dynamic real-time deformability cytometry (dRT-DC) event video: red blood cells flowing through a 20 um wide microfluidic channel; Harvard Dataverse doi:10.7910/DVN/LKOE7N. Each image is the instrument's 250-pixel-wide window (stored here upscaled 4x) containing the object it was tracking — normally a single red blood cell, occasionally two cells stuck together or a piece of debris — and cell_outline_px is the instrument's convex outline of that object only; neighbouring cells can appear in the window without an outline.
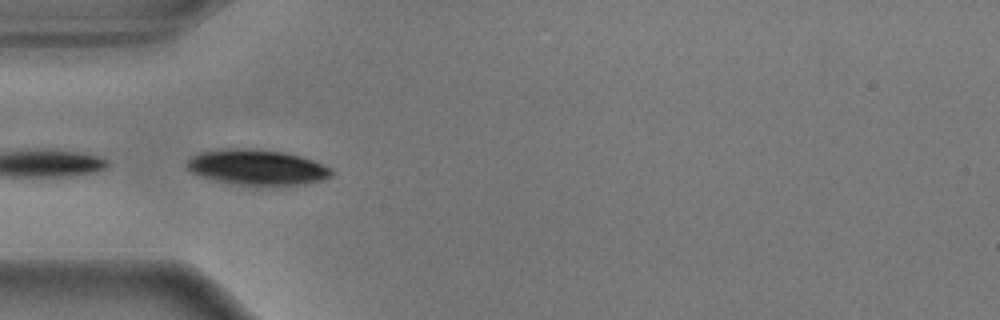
{"species": "common noctule bat (a hibernating species)", "species_latin": "Nyctalus noctula", "temperature_condition": "warm", "stored_images_in_passage": 37, "camera_frame_rate_fps": 3000, "um_per_image_px": 0.085, "animal": {"sex": "male", "body_mass_g": 17.9}, "frame": {"image": 1, "passage_image": 6, "time_ms": 1.667, "image_size_px": [1000, 320], "cell_outline_px": [[336, 172], [332, 176], [320, 180], [280, 188], [256, 188], [216, 180], [200, 176], [184, 168], [184, 164], [192, 156], [200, 152], [232, 148], [244, 148], [284, 152], [300, 156], [324, 164], [332, 168]], "centroid_in_image_um": [21.88, 14.27], "position_along_channel_um": 63.1, "area_um2": 30.81}, "authors_computed_cell_mechanics": {"area_um2": 21.5016, "velocity_mm_per_s": 3.6028, "shape_relaxation_time_tau1_ms": 3.1034, "shape_relaxation_time_tau2_ms": null, "deformation_change_tau1": 0.1583, "deformation_change_tau2": null}}